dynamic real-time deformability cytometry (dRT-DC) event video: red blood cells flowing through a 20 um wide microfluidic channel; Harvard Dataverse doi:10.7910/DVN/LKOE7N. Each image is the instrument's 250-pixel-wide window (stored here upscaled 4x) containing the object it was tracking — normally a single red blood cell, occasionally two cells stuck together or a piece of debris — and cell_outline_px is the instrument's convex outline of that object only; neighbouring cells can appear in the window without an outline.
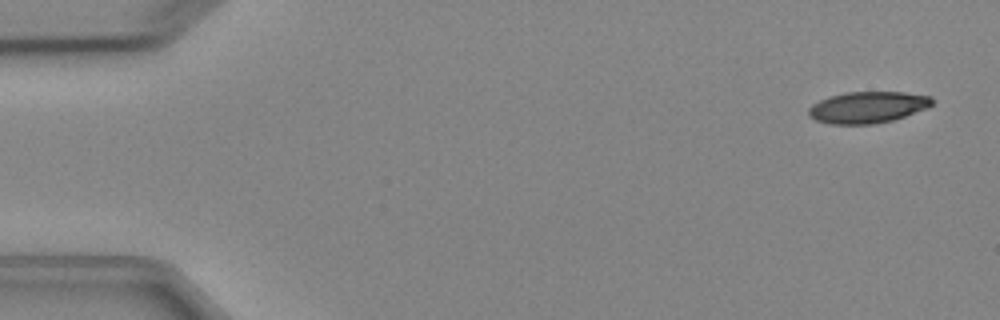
{"species": "Egyptian fruit bat (a non-hibernating species)", "species_latin": "Rousettus aegyptiacus", "temperature_condition": "cold", "stored_images_in_passage": 6, "camera_frame_rate_fps": 3000, "um_per_image_px": 0.085, "animal": {"sex": "female"}, "frame": {"image": 1, "passage_image": 1, "time_ms": 0.0, "image_size_px": [1000, 320], "cell_outline_px": [[932, 104], [928, 108], [892, 120], [872, 124], [828, 124], [816, 120], [808, 116], [808, 108], [812, 104], [828, 96], [844, 92], [904, 92], [932, 96]], "centroid_in_image_um": [73.72, 9.11], "position_along_channel_um": 11.3, "area_um2": 22.77}}
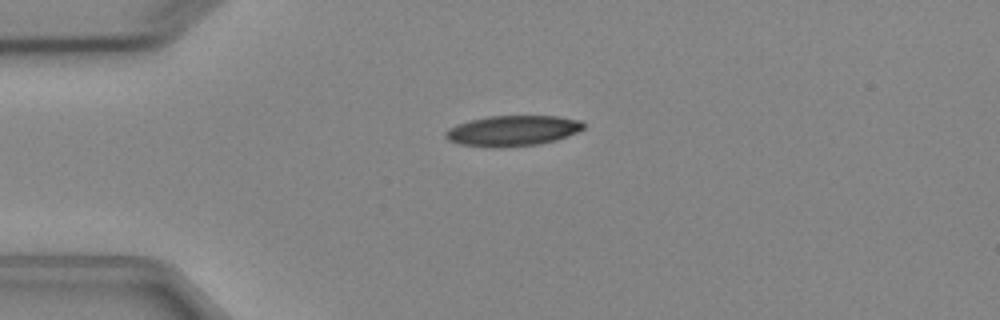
{"frame": {"image": 2, "passage_image": 4, "time_ms": 3.333, "image_size_px": [1000, 320], "cell_outline_px": [[584, 128], [576, 132], [556, 140], [540, 144], [496, 148], [492, 148], [460, 144], [448, 140], [444, 136], [444, 132], [448, 128], [456, 124], [468, 120], [488, 116], [556, 116], [580, 120], [584, 124]], "centroid_in_image_um": [43.52, 11.11], "position_along_channel_um": 41.5, "area_um2": 24.68}}